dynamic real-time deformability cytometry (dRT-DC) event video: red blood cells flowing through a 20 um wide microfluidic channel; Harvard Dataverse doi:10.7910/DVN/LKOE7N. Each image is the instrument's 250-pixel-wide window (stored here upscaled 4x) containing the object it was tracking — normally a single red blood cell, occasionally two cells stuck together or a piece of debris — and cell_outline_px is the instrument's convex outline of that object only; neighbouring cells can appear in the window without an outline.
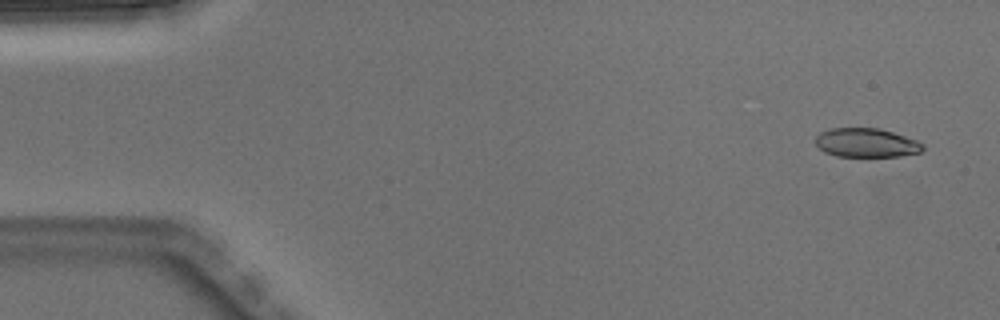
{"species": "Egyptian fruit bat (a non-hibernating species)", "species_latin": "Rousettus aegyptiacus", "temperature_condition": "warm", "stored_images_in_passage": 4, "camera_frame_rate_fps": 3000, "um_per_image_px": 0.085, "animal": {"sex": "male"}, "frame": {"image": 1, "passage_image": 1, "time_ms": 0.0, "image_size_px": [1000, 320], "cell_outline_px": [[924, 148], [920, 152], [900, 156], [836, 156], [824, 152], [816, 144], [816, 136], [820, 132], [832, 128], [880, 128], [916, 140], [924, 144]], "centroid_in_image_um": [73.63, 12.13], "position_along_channel_um": 11.4, "area_um2": 18.03}}
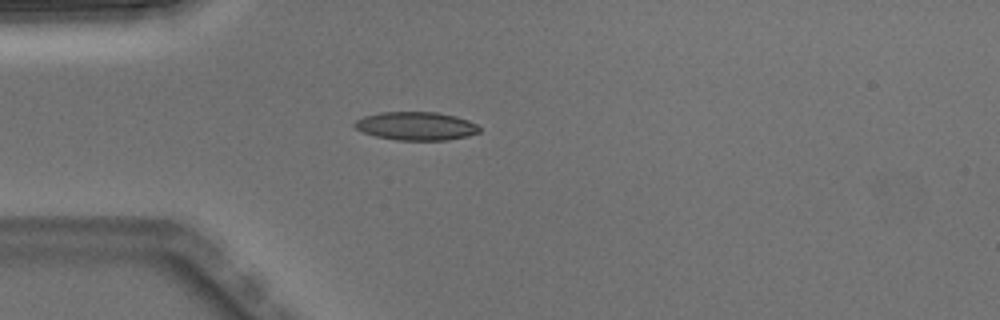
{"frame": {"image": 2, "passage_image": 4, "time_ms": 1.0, "image_size_px": [1000, 320], "cell_outline_px": [[480, 132], [468, 136], [448, 140], [396, 140], [376, 136], [364, 132], [356, 128], [352, 124], [356, 120], [364, 116], [380, 112], [436, 112], [456, 116], [468, 120], [476, 124], [480, 128]], "centroid_in_image_um": [35.38, 10.71], "position_along_channel_um": 49.6, "area_um2": 20.63}}